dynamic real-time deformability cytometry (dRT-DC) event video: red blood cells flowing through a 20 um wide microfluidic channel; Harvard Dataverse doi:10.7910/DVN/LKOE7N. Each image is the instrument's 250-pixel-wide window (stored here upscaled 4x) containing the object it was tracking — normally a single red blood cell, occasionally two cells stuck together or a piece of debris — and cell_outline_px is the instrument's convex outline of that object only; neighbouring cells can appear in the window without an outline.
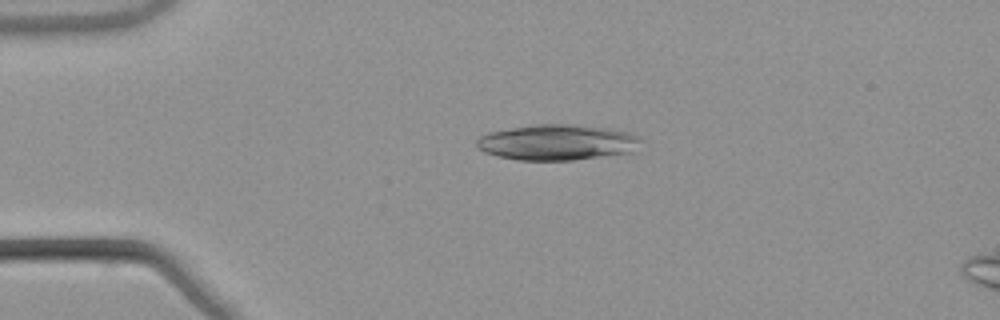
{"species": "common noctule bat (a hibernating species)", "species_latin": "Nyctalus noctula", "temperature_condition": "warm", "stored_images_in_passage": 51, "camera_frame_rate_fps": 3000, "um_per_image_px": 0.085, "animal": {"sex": "male", "body_mass_g": 21.5, "forearm_length_mm": 52.0}, "frame": {"image": 1, "passage_image": 10, "time_ms": 3.0, "image_size_px": [1000, 320], "cell_outline_px": [[644, 140], [632, 152], [572, 160], [520, 160], [500, 156], [484, 152], [476, 148], [476, 140], [480, 136], [488, 132], [536, 124], [572, 124], [608, 128], [628, 132]], "centroid_in_image_um": [47.36, 12.09], "position_along_channel_um": 37.6, "area_um2": 34.04}}
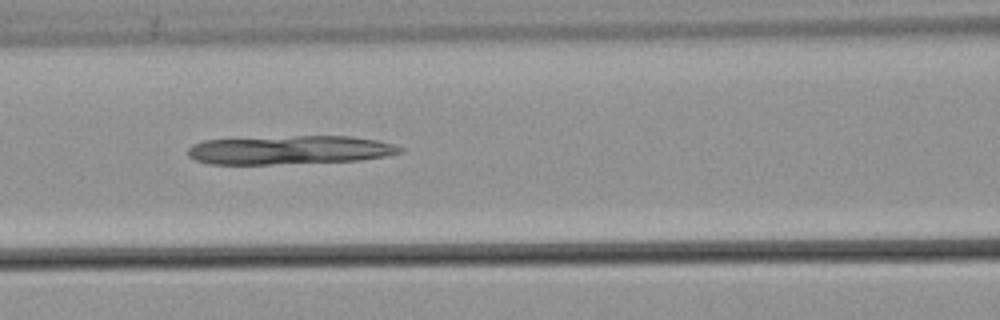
{"frame": {"image": 2, "passage_image": 21, "time_ms": 6.667, "image_size_px": [1000, 320], "cell_outline_px": [[404, 152], [384, 156], [360, 160], [272, 164], [208, 164], [196, 160], [188, 156], [188, 148], [192, 144], [204, 140], [292, 136], [352, 136], [376, 140], [392, 144], [404, 148]], "centroid_in_image_um": [24.61, 12.74], "position_along_channel_um": 142.0, "area_um2": 35.43}}